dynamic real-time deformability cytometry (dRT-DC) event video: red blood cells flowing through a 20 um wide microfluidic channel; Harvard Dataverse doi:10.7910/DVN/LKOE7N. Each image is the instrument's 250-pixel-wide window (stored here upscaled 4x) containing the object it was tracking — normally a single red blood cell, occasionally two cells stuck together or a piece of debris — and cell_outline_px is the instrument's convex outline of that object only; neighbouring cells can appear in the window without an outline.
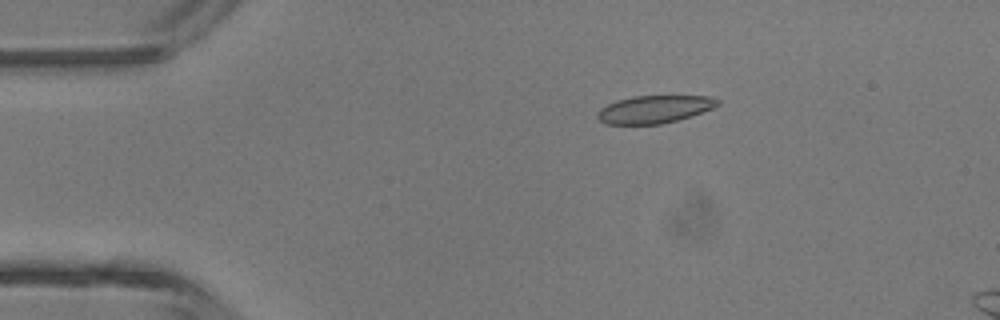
{"species": "common noctule bat (a hibernating species)", "species_latin": "Nyctalus noctula", "temperature_condition": "room temperature", "stored_images_in_passage": 5, "camera_frame_rate_fps": 3000, "um_per_image_px": 0.085, "animal": {"sex": "male", "body_mass_g": 13.3}, "frame": {"image": 1, "passage_image": 3, "time_ms": 2.333, "image_size_px": [1000, 320], "cell_outline_px": [[720, 104], [712, 108], [676, 120], [660, 124], [608, 124], [600, 120], [596, 116], [600, 108], [616, 100], [632, 96], [712, 96], [720, 100]], "centroid_in_image_um": [55.61, 9.27], "position_along_channel_um": 29.4, "area_um2": 19.19}}